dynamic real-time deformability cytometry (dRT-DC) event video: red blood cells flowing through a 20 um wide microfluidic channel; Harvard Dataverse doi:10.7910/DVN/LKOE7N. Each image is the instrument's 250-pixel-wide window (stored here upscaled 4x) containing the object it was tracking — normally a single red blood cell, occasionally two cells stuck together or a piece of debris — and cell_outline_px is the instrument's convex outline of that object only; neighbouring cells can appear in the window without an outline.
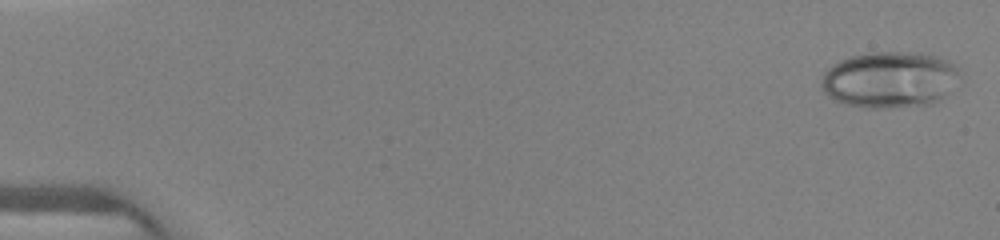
{"species": "human", "species_latin": "Homo sapiens", "temperature_condition": "warm", "stored_images_in_passage": 21, "camera_frame_rate_fps": 3000, "um_per_image_px": 0.085, "donor": {"sex": "female"}, "frame": {"image": 1, "passage_image": 1, "time_ms": 0.0, "image_size_px": [1000, 240], "cell_outline_px": [[960, 76], [944, 96], [940, 100], [932, 104], [888, 108], [868, 108], [848, 104], [836, 100], [828, 96], [824, 92], [820, 84], [824, 72], [832, 64], [840, 60], [852, 56], [868, 52], [920, 52], [936, 56], [948, 60], [960, 68]], "centroid_in_image_um": [75.64, 6.76], "position_along_channel_um": 9.4, "area_um2": 45.66}}